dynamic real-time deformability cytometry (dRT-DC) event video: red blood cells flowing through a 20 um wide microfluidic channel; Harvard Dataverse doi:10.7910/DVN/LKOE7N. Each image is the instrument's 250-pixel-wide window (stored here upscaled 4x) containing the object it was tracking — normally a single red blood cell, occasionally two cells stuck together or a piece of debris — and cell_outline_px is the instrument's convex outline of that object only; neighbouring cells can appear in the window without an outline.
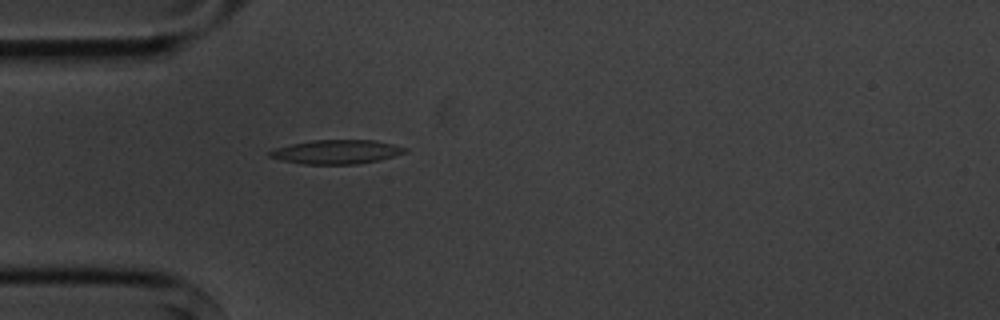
{"species": "common noctule bat (a hibernating species)", "species_latin": "Nyctalus noctula", "temperature_condition": "cold", "stored_images_in_passage": 3, "camera_frame_rate_fps": 3000, "um_per_image_px": 0.085, "animal": {"sex": "male", "body_mass_g": 20.1, "forearm_length_mm": 53.5}, "frame": {"image": 1, "passage_image": 3, "time_ms": 2.333, "image_size_px": [1000, 320], "cell_outline_px": [[408, 152], [380, 160], [360, 164], [304, 164], [280, 160], [268, 156], [268, 152], [276, 148], [292, 144], [312, 140], [376, 140], [408, 148]], "centroid_in_image_um": [28.64, 12.91], "position_along_channel_um": 56.4, "area_um2": 19.02}}